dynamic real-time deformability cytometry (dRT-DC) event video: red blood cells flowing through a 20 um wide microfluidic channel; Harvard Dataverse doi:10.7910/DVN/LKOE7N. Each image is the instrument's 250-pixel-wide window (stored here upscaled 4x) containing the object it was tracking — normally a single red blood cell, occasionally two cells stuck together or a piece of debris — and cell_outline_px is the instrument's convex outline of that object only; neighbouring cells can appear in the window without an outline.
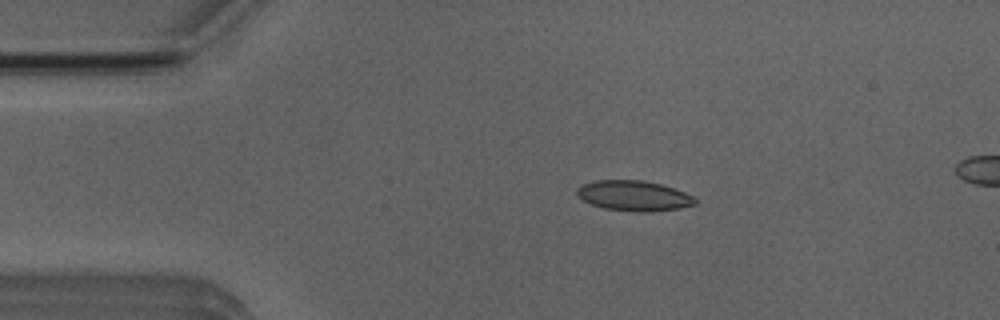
{"species": "Egyptian fruit bat (a non-hibernating species)", "species_latin": "Rousettus aegyptiacus", "temperature_condition": "room temperature", "stored_images_in_passage": 3, "camera_frame_rate_fps": 3000, "um_per_image_px": 0.085, "animal": {"sex": "male"}, "frame": {"image": 1, "passage_image": 1, "time_ms": 0.0, "image_size_px": [1000, 320], "cell_outline_px": [[696, 204], [680, 208], [648, 212], [636, 212], [604, 208], [592, 204], [584, 200], [576, 192], [576, 188], [580, 184], [596, 180], [644, 180], [660, 184], [684, 192], [692, 196], [696, 200]], "centroid_in_image_um": [53.86, 16.63], "position_along_channel_um": 31.1, "area_um2": 20.75}}